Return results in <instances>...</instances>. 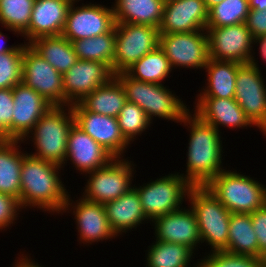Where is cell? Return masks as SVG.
Instances as JSON below:
<instances>
[{"mask_svg":"<svg viewBox=\"0 0 266 267\" xmlns=\"http://www.w3.org/2000/svg\"><path fill=\"white\" fill-rule=\"evenodd\" d=\"M72 1L66 16L62 35L70 42L78 39L92 38L109 33L115 26V18L111 7L101 4H80ZM76 5V6H74Z\"/></svg>","mask_w":266,"mask_h":267,"instance_id":"cell-13","label":"cell"},{"mask_svg":"<svg viewBox=\"0 0 266 267\" xmlns=\"http://www.w3.org/2000/svg\"><path fill=\"white\" fill-rule=\"evenodd\" d=\"M21 143L24 142L22 140H0V192L15 197L19 201L23 162Z\"/></svg>","mask_w":266,"mask_h":267,"instance_id":"cell-26","label":"cell"},{"mask_svg":"<svg viewBox=\"0 0 266 267\" xmlns=\"http://www.w3.org/2000/svg\"><path fill=\"white\" fill-rule=\"evenodd\" d=\"M62 166L23 152L21 166L20 205L22 209L36 208L59 215L68 198L60 178Z\"/></svg>","mask_w":266,"mask_h":267,"instance_id":"cell-1","label":"cell"},{"mask_svg":"<svg viewBox=\"0 0 266 267\" xmlns=\"http://www.w3.org/2000/svg\"><path fill=\"white\" fill-rule=\"evenodd\" d=\"M5 35L0 31V55L1 54H4V53H7V52H10V51H24V44L21 43V44H15V45H12V46H9V45H6L5 43L6 42H3V38ZM5 44V46H4Z\"/></svg>","mask_w":266,"mask_h":267,"instance_id":"cell-44","label":"cell"},{"mask_svg":"<svg viewBox=\"0 0 266 267\" xmlns=\"http://www.w3.org/2000/svg\"><path fill=\"white\" fill-rule=\"evenodd\" d=\"M191 113L192 111L180 123L188 126L187 130L190 132L186 174L181 175L192 186H205L214 176L225 170L222 165V136L214 126Z\"/></svg>","mask_w":266,"mask_h":267,"instance_id":"cell-2","label":"cell"},{"mask_svg":"<svg viewBox=\"0 0 266 267\" xmlns=\"http://www.w3.org/2000/svg\"><path fill=\"white\" fill-rule=\"evenodd\" d=\"M75 124L114 158H123L130 143L121 133L117 118L87 111L80 103L71 105Z\"/></svg>","mask_w":266,"mask_h":267,"instance_id":"cell-16","label":"cell"},{"mask_svg":"<svg viewBox=\"0 0 266 267\" xmlns=\"http://www.w3.org/2000/svg\"><path fill=\"white\" fill-rule=\"evenodd\" d=\"M208 11L215 5L219 4L223 0H203Z\"/></svg>","mask_w":266,"mask_h":267,"instance_id":"cell-47","label":"cell"},{"mask_svg":"<svg viewBox=\"0 0 266 267\" xmlns=\"http://www.w3.org/2000/svg\"><path fill=\"white\" fill-rule=\"evenodd\" d=\"M135 185L133 187L139 194L142 210L151 222L157 217L181 209L193 187L180 172L169 173L142 186Z\"/></svg>","mask_w":266,"mask_h":267,"instance_id":"cell-7","label":"cell"},{"mask_svg":"<svg viewBox=\"0 0 266 267\" xmlns=\"http://www.w3.org/2000/svg\"><path fill=\"white\" fill-rule=\"evenodd\" d=\"M118 125L125 139L132 144L153 124L147 114L135 103L127 101L117 116Z\"/></svg>","mask_w":266,"mask_h":267,"instance_id":"cell-36","label":"cell"},{"mask_svg":"<svg viewBox=\"0 0 266 267\" xmlns=\"http://www.w3.org/2000/svg\"><path fill=\"white\" fill-rule=\"evenodd\" d=\"M109 225L117 236L149 221L143 210L137 190L133 187L116 200L104 204ZM143 222V223H142Z\"/></svg>","mask_w":266,"mask_h":267,"instance_id":"cell-24","label":"cell"},{"mask_svg":"<svg viewBox=\"0 0 266 267\" xmlns=\"http://www.w3.org/2000/svg\"><path fill=\"white\" fill-rule=\"evenodd\" d=\"M114 76L112 69L103 62L78 59L62 75L64 106L81 102L94 89L107 84Z\"/></svg>","mask_w":266,"mask_h":267,"instance_id":"cell-15","label":"cell"},{"mask_svg":"<svg viewBox=\"0 0 266 267\" xmlns=\"http://www.w3.org/2000/svg\"><path fill=\"white\" fill-rule=\"evenodd\" d=\"M159 29L143 24H115V55L112 72H126L136 61L159 46Z\"/></svg>","mask_w":266,"mask_h":267,"instance_id":"cell-9","label":"cell"},{"mask_svg":"<svg viewBox=\"0 0 266 267\" xmlns=\"http://www.w3.org/2000/svg\"><path fill=\"white\" fill-rule=\"evenodd\" d=\"M209 58L248 64L253 50V36L246 23L225 27H207ZM253 52V53H252Z\"/></svg>","mask_w":266,"mask_h":267,"instance_id":"cell-14","label":"cell"},{"mask_svg":"<svg viewBox=\"0 0 266 267\" xmlns=\"http://www.w3.org/2000/svg\"><path fill=\"white\" fill-rule=\"evenodd\" d=\"M164 2H170V1H173V0H163Z\"/></svg>","mask_w":266,"mask_h":267,"instance_id":"cell-49","label":"cell"},{"mask_svg":"<svg viewBox=\"0 0 266 267\" xmlns=\"http://www.w3.org/2000/svg\"><path fill=\"white\" fill-rule=\"evenodd\" d=\"M159 47L164 51L172 70L204 69L209 60L207 30L187 33H160Z\"/></svg>","mask_w":266,"mask_h":267,"instance_id":"cell-11","label":"cell"},{"mask_svg":"<svg viewBox=\"0 0 266 267\" xmlns=\"http://www.w3.org/2000/svg\"><path fill=\"white\" fill-rule=\"evenodd\" d=\"M20 257H16L18 258L15 259V262L14 264H12L13 266L12 267H43L42 265L40 266V264L36 263L34 260H31L30 258V255L28 257V255L26 254L25 256V253L21 255H19Z\"/></svg>","mask_w":266,"mask_h":267,"instance_id":"cell-43","label":"cell"},{"mask_svg":"<svg viewBox=\"0 0 266 267\" xmlns=\"http://www.w3.org/2000/svg\"><path fill=\"white\" fill-rule=\"evenodd\" d=\"M255 179L225 169L205 187L231 213L250 214L266 204V185Z\"/></svg>","mask_w":266,"mask_h":267,"instance_id":"cell-5","label":"cell"},{"mask_svg":"<svg viewBox=\"0 0 266 267\" xmlns=\"http://www.w3.org/2000/svg\"><path fill=\"white\" fill-rule=\"evenodd\" d=\"M77 58L103 62L113 69L115 55V26L109 33L71 41Z\"/></svg>","mask_w":266,"mask_h":267,"instance_id":"cell-33","label":"cell"},{"mask_svg":"<svg viewBox=\"0 0 266 267\" xmlns=\"http://www.w3.org/2000/svg\"><path fill=\"white\" fill-rule=\"evenodd\" d=\"M21 210L22 207L17 198L0 192V231L9 229L11 224L16 223Z\"/></svg>","mask_w":266,"mask_h":267,"instance_id":"cell-40","label":"cell"},{"mask_svg":"<svg viewBox=\"0 0 266 267\" xmlns=\"http://www.w3.org/2000/svg\"><path fill=\"white\" fill-rule=\"evenodd\" d=\"M253 45L259 46L260 58L266 63V34L253 38Z\"/></svg>","mask_w":266,"mask_h":267,"instance_id":"cell-45","label":"cell"},{"mask_svg":"<svg viewBox=\"0 0 266 267\" xmlns=\"http://www.w3.org/2000/svg\"><path fill=\"white\" fill-rule=\"evenodd\" d=\"M113 158L87 133L73 125L67 138L65 165L70 160L75 170L87 174L107 165Z\"/></svg>","mask_w":266,"mask_h":267,"instance_id":"cell-23","label":"cell"},{"mask_svg":"<svg viewBox=\"0 0 266 267\" xmlns=\"http://www.w3.org/2000/svg\"><path fill=\"white\" fill-rule=\"evenodd\" d=\"M163 0H115L112 5L115 23H135L159 28Z\"/></svg>","mask_w":266,"mask_h":267,"instance_id":"cell-27","label":"cell"},{"mask_svg":"<svg viewBox=\"0 0 266 267\" xmlns=\"http://www.w3.org/2000/svg\"><path fill=\"white\" fill-rule=\"evenodd\" d=\"M198 98V99H197ZM194 111L201 120L220 131V126L231 129L254 127L234 98L197 97Z\"/></svg>","mask_w":266,"mask_h":267,"instance_id":"cell-21","label":"cell"},{"mask_svg":"<svg viewBox=\"0 0 266 267\" xmlns=\"http://www.w3.org/2000/svg\"><path fill=\"white\" fill-rule=\"evenodd\" d=\"M35 0H0V24L21 35L29 26Z\"/></svg>","mask_w":266,"mask_h":267,"instance_id":"cell-34","label":"cell"},{"mask_svg":"<svg viewBox=\"0 0 266 267\" xmlns=\"http://www.w3.org/2000/svg\"><path fill=\"white\" fill-rule=\"evenodd\" d=\"M29 45L62 75L78 60L72 43L63 35L40 37Z\"/></svg>","mask_w":266,"mask_h":267,"instance_id":"cell-29","label":"cell"},{"mask_svg":"<svg viewBox=\"0 0 266 267\" xmlns=\"http://www.w3.org/2000/svg\"><path fill=\"white\" fill-rule=\"evenodd\" d=\"M195 214L201 243L210 246V252L224 251L228 245L231 212L205 186H193L188 199Z\"/></svg>","mask_w":266,"mask_h":267,"instance_id":"cell-6","label":"cell"},{"mask_svg":"<svg viewBox=\"0 0 266 267\" xmlns=\"http://www.w3.org/2000/svg\"><path fill=\"white\" fill-rule=\"evenodd\" d=\"M13 140H23L52 106L24 83L13 87Z\"/></svg>","mask_w":266,"mask_h":267,"instance_id":"cell-22","label":"cell"},{"mask_svg":"<svg viewBox=\"0 0 266 267\" xmlns=\"http://www.w3.org/2000/svg\"><path fill=\"white\" fill-rule=\"evenodd\" d=\"M261 267H266V259L263 260V263H262Z\"/></svg>","mask_w":266,"mask_h":267,"instance_id":"cell-48","label":"cell"},{"mask_svg":"<svg viewBox=\"0 0 266 267\" xmlns=\"http://www.w3.org/2000/svg\"><path fill=\"white\" fill-rule=\"evenodd\" d=\"M128 158H113L107 165L85 174L86 185L82 197L88 201L105 204L116 200L133 188L136 166ZM84 194V195H83Z\"/></svg>","mask_w":266,"mask_h":267,"instance_id":"cell-8","label":"cell"},{"mask_svg":"<svg viewBox=\"0 0 266 267\" xmlns=\"http://www.w3.org/2000/svg\"><path fill=\"white\" fill-rule=\"evenodd\" d=\"M23 51L0 55V89H11L22 82Z\"/></svg>","mask_w":266,"mask_h":267,"instance_id":"cell-38","label":"cell"},{"mask_svg":"<svg viewBox=\"0 0 266 267\" xmlns=\"http://www.w3.org/2000/svg\"><path fill=\"white\" fill-rule=\"evenodd\" d=\"M22 83L38 92L52 106H64L62 74L25 42Z\"/></svg>","mask_w":266,"mask_h":267,"instance_id":"cell-12","label":"cell"},{"mask_svg":"<svg viewBox=\"0 0 266 267\" xmlns=\"http://www.w3.org/2000/svg\"><path fill=\"white\" fill-rule=\"evenodd\" d=\"M205 254L204 258L199 259L200 267H261L264 260L227 251L205 252Z\"/></svg>","mask_w":266,"mask_h":267,"instance_id":"cell-37","label":"cell"},{"mask_svg":"<svg viewBox=\"0 0 266 267\" xmlns=\"http://www.w3.org/2000/svg\"><path fill=\"white\" fill-rule=\"evenodd\" d=\"M72 0H35L28 28L21 34L30 44L37 38L62 35Z\"/></svg>","mask_w":266,"mask_h":267,"instance_id":"cell-20","label":"cell"},{"mask_svg":"<svg viewBox=\"0 0 266 267\" xmlns=\"http://www.w3.org/2000/svg\"><path fill=\"white\" fill-rule=\"evenodd\" d=\"M245 23L253 38L266 34V9H250Z\"/></svg>","mask_w":266,"mask_h":267,"instance_id":"cell-42","label":"cell"},{"mask_svg":"<svg viewBox=\"0 0 266 267\" xmlns=\"http://www.w3.org/2000/svg\"><path fill=\"white\" fill-rule=\"evenodd\" d=\"M172 67L164 51L158 46L136 61L126 73L135 80L163 84L170 77Z\"/></svg>","mask_w":266,"mask_h":267,"instance_id":"cell-32","label":"cell"},{"mask_svg":"<svg viewBox=\"0 0 266 267\" xmlns=\"http://www.w3.org/2000/svg\"><path fill=\"white\" fill-rule=\"evenodd\" d=\"M208 9L203 0H173L164 3L159 33L206 30Z\"/></svg>","mask_w":266,"mask_h":267,"instance_id":"cell-19","label":"cell"},{"mask_svg":"<svg viewBox=\"0 0 266 267\" xmlns=\"http://www.w3.org/2000/svg\"><path fill=\"white\" fill-rule=\"evenodd\" d=\"M248 0H223L208 11L207 27H225L246 22Z\"/></svg>","mask_w":266,"mask_h":267,"instance_id":"cell-35","label":"cell"},{"mask_svg":"<svg viewBox=\"0 0 266 267\" xmlns=\"http://www.w3.org/2000/svg\"><path fill=\"white\" fill-rule=\"evenodd\" d=\"M126 102L124 87L114 76L107 84L94 89L79 103L87 111L117 118Z\"/></svg>","mask_w":266,"mask_h":267,"instance_id":"cell-28","label":"cell"},{"mask_svg":"<svg viewBox=\"0 0 266 267\" xmlns=\"http://www.w3.org/2000/svg\"><path fill=\"white\" fill-rule=\"evenodd\" d=\"M74 202L71 195H68L65 203L64 213L69 211L74 215L75 224L77 223V233L79 235L80 244L83 243L92 245V243L102 242L103 240L116 238L117 235L109 225L106 216L104 204L92 202L80 196ZM71 207V208H70Z\"/></svg>","mask_w":266,"mask_h":267,"instance_id":"cell-17","label":"cell"},{"mask_svg":"<svg viewBox=\"0 0 266 267\" xmlns=\"http://www.w3.org/2000/svg\"><path fill=\"white\" fill-rule=\"evenodd\" d=\"M252 227L256 233L259 245V258L266 259V204L250 213Z\"/></svg>","mask_w":266,"mask_h":267,"instance_id":"cell-41","label":"cell"},{"mask_svg":"<svg viewBox=\"0 0 266 267\" xmlns=\"http://www.w3.org/2000/svg\"><path fill=\"white\" fill-rule=\"evenodd\" d=\"M187 207L182 206L181 209L164 214L152 221L155 240L179 243L195 252L201 245V236L195 214L190 206Z\"/></svg>","mask_w":266,"mask_h":267,"instance_id":"cell-18","label":"cell"},{"mask_svg":"<svg viewBox=\"0 0 266 267\" xmlns=\"http://www.w3.org/2000/svg\"><path fill=\"white\" fill-rule=\"evenodd\" d=\"M74 124L71 106H51L22 141L34 142L30 155L65 167L67 138Z\"/></svg>","mask_w":266,"mask_h":267,"instance_id":"cell-3","label":"cell"},{"mask_svg":"<svg viewBox=\"0 0 266 267\" xmlns=\"http://www.w3.org/2000/svg\"><path fill=\"white\" fill-rule=\"evenodd\" d=\"M224 251L259 258L258 240L250 214L231 213L228 245Z\"/></svg>","mask_w":266,"mask_h":267,"instance_id":"cell-30","label":"cell"},{"mask_svg":"<svg viewBox=\"0 0 266 267\" xmlns=\"http://www.w3.org/2000/svg\"><path fill=\"white\" fill-rule=\"evenodd\" d=\"M13 88L0 89V140H13Z\"/></svg>","mask_w":266,"mask_h":267,"instance_id":"cell-39","label":"cell"},{"mask_svg":"<svg viewBox=\"0 0 266 267\" xmlns=\"http://www.w3.org/2000/svg\"><path fill=\"white\" fill-rule=\"evenodd\" d=\"M115 77L124 87L127 101L135 103L147 114L149 120L153 119L174 121L180 123L190 112V107L172 93L164 84L147 83L130 77L126 72L119 73Z\"/></svg>","mask_w":266,"mask_h":267,"instance_id":"cell-4","label":"cell"},{"mask_svg":"<svg viewBox=\"0 0 266 267\" xmlns=\"http://www.w3.org/2000/svg\"><path fill=\"white\" fill-rule=\"evenodd\" d=\"M254 57L251 54L249 63L238 67L234 99L264 136L266 135V84Z\"/></svg>","mask_w":266,"mask_h":267,"instance_id":"cell-10","label":"cell"},{"mask_svg":"<svg viewBox=\"0 0 266 267\" xmlns=\"http://www.w3.org/2000/svg\"><path fill=\"white\" fill-rule=\"evenodd\" d=\"M250 9H266V0H248Z\"/></svg>","mask_w":266,"mask_h":267,"instance_id":"cell-46","label":"cell"},{"mask_svg":"<svg viewBox=\"0 0 266 267\" xmlns=\"http://www.w3.org/2000/svg\"><path fill=\"white\" fill-rule=\"evenodd\" d=\"M241 63L209 58L205 66L207 82L197 97L235 98L236 75ZM205 88V89H204Z\"/></svg>","mask_w":266,"mask_h":267,"instance_id":"cell-25","label":"cell"},{"mask_svg":"<svg viewBox=\"0 0 266 267\" xmlns=\"http://www.w3.org/2000/svg\"><path fill=\"white\" fill-rule=\"evenodd\" d=\"M146 251V267H191L190 261L195 258V253L189 247L179 243L156 240ZM197 260L193 267L199 266Z\"/></svg>","mask_w":266,"mask_h":267,"instance_id":"cell-31","label":"cell"}]
</instances>
